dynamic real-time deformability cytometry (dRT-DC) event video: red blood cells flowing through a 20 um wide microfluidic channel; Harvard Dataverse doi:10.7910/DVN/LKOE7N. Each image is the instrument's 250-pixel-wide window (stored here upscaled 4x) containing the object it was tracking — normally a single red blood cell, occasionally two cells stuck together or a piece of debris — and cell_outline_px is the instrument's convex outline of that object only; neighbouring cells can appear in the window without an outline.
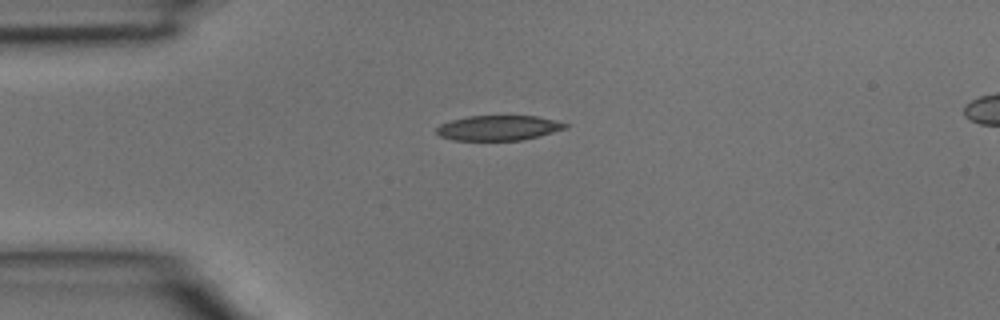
{"species": "common noctule bat (a hibernating species)", "species_latin": "Nyctalus noctula", "temperature_condition": "room temperature", "stored_images_in_passage": 1, "camera_frame_rate_fps": 3000, "um_per_image_px": 0.085, "animal": {"sex": "male", "body_mass_g": 15.6}, "frame": {"image": 1, "passage_image": 1, "time_ms": 0.0, "image_size_px": [1000, 320], "cell_outline_px": [[568, 128], [540, 136], [524, 140], [452, 140], [440, 136], [436, 132], [436, 128], [440, 124], [452, 120], [468, 116], [536, 116], [568, 124]], "centroid_in_image_um": [42.37, 10.88], "position_along_channel_um": 42.6, "area_um2": 18.73}}